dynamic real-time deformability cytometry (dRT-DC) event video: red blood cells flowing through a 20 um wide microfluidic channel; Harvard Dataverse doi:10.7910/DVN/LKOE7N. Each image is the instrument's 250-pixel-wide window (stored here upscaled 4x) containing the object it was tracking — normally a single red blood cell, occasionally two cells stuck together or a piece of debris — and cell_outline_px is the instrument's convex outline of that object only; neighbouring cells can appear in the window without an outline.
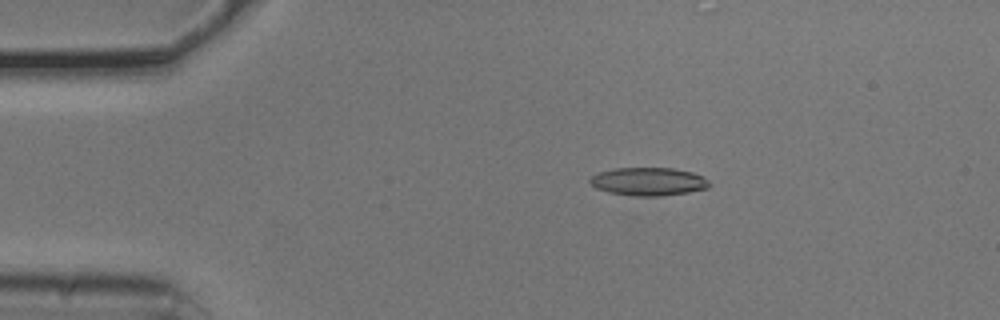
{"species": "common noctule bat (a hibernating species)", "species_latin": "Nyctalus noctula", "temperature_condition": "cold", "stored_images_in_passage": 45, "camera_frame_rate_fps": 3000, "um_per_image_px": 0.085, "animal": {"sex": "male", "body_mass_g": 20.5, "forearm_length_mm": 52.5}, "frame": {"image": 1, "passage_image": 1, "time_ms": 0.0, "image_size_px": [1000, 320], "cell_outline_px": [[712, 184], [708, 188], [688, 192], [660, 196], [632, 196], [608, 192], [596, 188], [588, 180], [592, 176], [600, 172], [612, 168], [672, 168], [692, 172], [704, 176]], "centroid_in_image_um": [55.14, 15.43], "position_along_channel_um": 29.9, "area_um2": 19.65}}
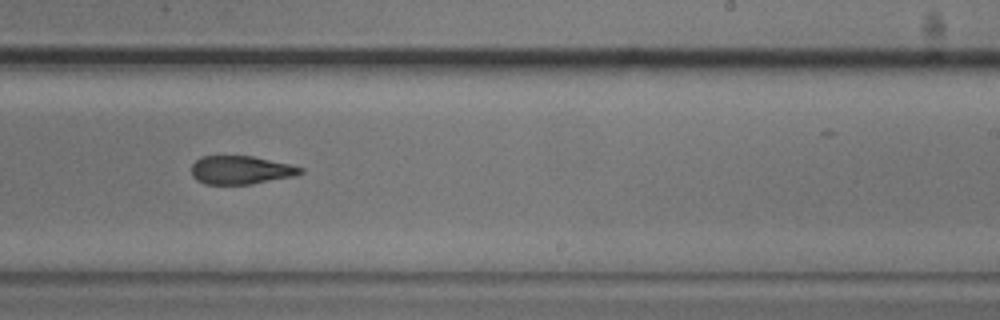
{"frame": {"image": 2, "passage_image": 24, "time_ms": 7.667, "image_size_px": [1000, 320], "cell_outline_px": [[304, 172], [292, 176], [252, 184], [204, 184], [196, 180], [192, 176], [192, 164], [200, 156], [252, 156], [288, 164], [304, 168]], "centroid_in_image_um": [20.43, 14.45], "position_along_channel_um": 268.6, "area_um2": 17.92}}
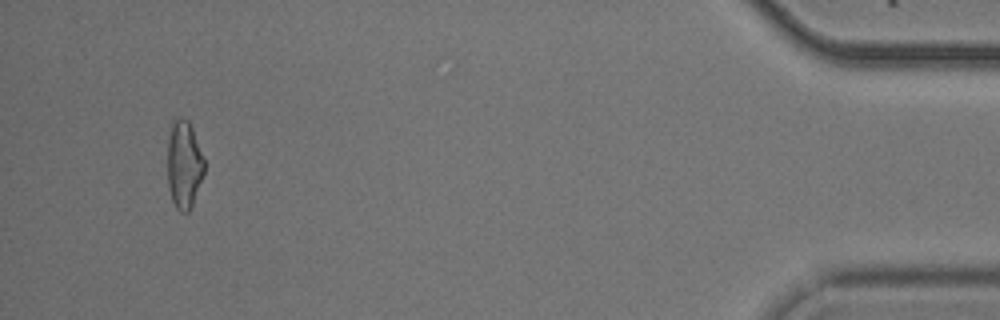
{"frame": {"image": 3, "passage_image": 42, "time_ms": 13.667, "image_size_px": [1000, 320], "cell_outline_px": [[204, 172], [192, 204], [188, 212], [180, 212], [176, 208], [172, 200], [168, 188], [168, 140], [172, 124], [180, 116], [184, 116], [188, 120], [192, 128], [204, 160]], "centroid_in_image_um": [15.63, 13.99], "position_along_channel_um": 419.6, "area_um2": 18.55}, "authors_computed_cell_mechanics": {"area_um2": 19.5364, "velocity_mm_per_s": 3.7666, "shape_relaxation_time_tau1_ms": 6.8103, "shape_relaxation_time_tau2_ms": 5.0268, "deformation_change_tau1": 0.1551, "deformation_change_tau2": 0.1508}}